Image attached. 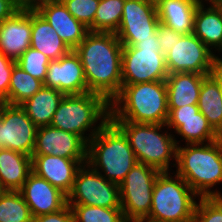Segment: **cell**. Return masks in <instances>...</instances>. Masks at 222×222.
I'll use <instances>...</instances> for the list:
<instances>
[{
	"label": "cell",
	"mask_w": 222,
	"mask_h": 222,
	"mask_svg": "<svg viewBox=\"0 0 222 222\" xmlns=\"http://www.w3.org/2000/svg\"><path fill=\"white\" fill-rule=\"evenodd\" d=\"M32 222H74L73 213L69 204L61 210L32 218Z\"/></svg>",
	"instance_id": "cell-37"
},
{
	"label": "cell",
	"mask_w": 222,
	"mask_h": 222,
	"mask_svg": "<svg viewBox=\"0 0 222 222\" xmlns=\"http://www.w3.org/2000/svg\"><path fill=\"white\" fill-rule=\"evenodd\" d=\"M65 94L47 86H43L31 98L20 106L37 127L51 124L52 118L59 103Z\"/></svg>",
	"instance_id": "cell-27"
},
{
	"label": "cell",
	"mask_w": 222,
	"mask_h": 222,
	"mask_svg": "<svg viewBox=\"0 0 222 222\" xmlns=\"http://www.w3.org/2000/svg\"><path fill=\"white\" fill-rule=\"evenodd\" d=\"M32 10H18L0 23V52L17 61L30 47Z\"/></svg>",
	"instance_id": "cell-19"
},
{
	"label": "cell",
	"mask_w": 222,
	"mask_h": 222,
	"mask_svg": "<svg viewBox=\"0 0 222 222\" xmlns=\"http://www.w3.org/2000/svg\"><path fill=\"white\" fill-rule=\"evenodd\" d=\"M123 45L115 33L89 32L74 49L83 66L88 92L110 103L122 87Z\"/></svg>",
	"instance_id": "cell-1"
},
{
	"label": "cell",
	"mask_w": 222,
	"mask_h": 222,
	"mask_svg": "<svg viewBox=\"0 0 222 222\" xmlns=\"http://www.w3.org/2000/svg\"><path fill=\"white\" fill-rule=\"evenodd\" d=\"M159 23L153 0H125L115 34L123 46H134L139 40L152 39Z\"/></svg>",
	"instance_id": "cell-12"
},
{
	"label": "cell",
	"mask_w": 222,
	"mask_h": 222,
	"mask_svg": "<svg viewBox=\"0 0 222 222\" xmlns=\"http://www.w3.org/2000/svg\"><path fill=\"white\" fill-rule=\"evenodd\" d=\"M221 90H222V62H221Z\"/></svg>",
	"instance_id": "cell-43"
},
{
	"label": "cell",
	"mask_w": 222,
	"mask_h": 222,
	"mask_svg": "<svg viewBox=\"0 0 222 222\" xmlns=\"http://www.w3.org/2000/svg\"><path fill=\"white\" fill-rule=\"evenodd\" d=\"M32 218L20 191L0 190V222H32Z\"/></svg>",
	"instance_id": "cell-29"
},
{
	"label": "cell",
	"mask_w": 222,
	"mask_h": 222,
	"mask_svg": "<svg viewBox=\"0 0 222 222\" xmlns=\"http://www.w3.org/2000/svg\"><path fill=\"white\" fill-rule=\"evenodd\" d=\"M157 41L160 43V49L163 54L169 51L175 42L184 35L183 33L176 32L175 30L159 23L157 26Z\"/></svg>",
	"instance_id": "cell-36"
},
{
	"label": "cell",
	"mask_w": 222,
	"mask_h": 222,
	"mask_svg": "<svg viewBox=\"0 0 222 222\" xmlns=\"http://www.w3.org/2000/svg\"><path fill=\"white\" fill-rule=\"evenodd\" d=\"M70 14L94 32V17L100 0H60Z\"/></svg>",
	"instance_id": "cell-33"
},
{
	"label": "cell",
	"mask_w": 222,
	"mask_h": 222,
	"mask_svg": "<svg viewBox=\"0 0 222 222\" xmlns=\"http://www.w3.org/2000/svg\"><path fill=\"white\" fill-rule=\"evenodd\" d=\"M43 82L15 64L8 89V104L21 105L43 87Z\"/></svg>",
	"instance_id": "cell-28"
},
{
	"label": "cell",
	"mask_w": 222,
	"mask_h": 222,
	"mask_svg": "<svg viewBox=\"0 0 222 222\" xmlns=\"http://www.w3.org/2000/svg\"><path fill=\"white\" fill-rule=\"evenodd\" d=\"M87 163L108 181L120 184L137 163L124 133L108 120L88 142ZM100 169L102 171H100Z\"/></svg>",
	"instance_id": "cell-4"
},
{
	"label": "cell",
	"mask_w": 222,
	"mask_h": 222,
	"mask_svg": "<svg viewBox=\"0 0 222 222\" xmlns=\"http://www.w3.org/2000/svg\"><path fill=\"white\" fill-rule=\"evenodd\" d=\"M197 105L208 123L222 137L221 62L214 73L203 78Z\"/></svg>",
	"instance_id": "cell-21"
},
{
	"label": "cell",
	"mask_w": 222,
	"mask_h": 222,
	"mask_svg": "<svg viewBox=\"0 0 222 222\" xmlns=\"http://www.w3.org/2000/svg\"><path fill=\"white\" fill-rule=\"evenodd\" d=\"M6 100L0 96V114L2 112L3 107L6 105Z\"/></svg>",
	"instance_id": "cell-41"
},
{
	"label": "cell",
	"mask_w": 222,
	"mask_h": 222,
	"mask_svg": "<svg viewBox=\"0 0 222 222\" xmlns=\"http://www.w3.org/2000/svg\"><path fill=\"white\" fill-rule=\"evenodd\" d=\"M36 11L54 28L59 37L74 50L90 32L74 18L61 1L39 6Z\"/></svg>",
	"instance_id": "cell-20"
},
{
	"label": "cell",
	"mask_w": 222,
	"mask_h": 222,
	"mask_svg": "<svg viewBox=\"0 0 222 222\" xmlns=\"http://www.w3.org/2000/svg\"><path fill=\"white\" fill-rule=\"evenodd\" d=\"M60 0H16L20 10H36L39 6Z\"/></svg>",
	"instance_id": "cell-39"
},
{
	"label": "cell",
	"mask_w": 222,
	"mask_h": 222,
	"mask_svg": "<svg viewBox=\"0 0 222 222\" xmlns=\"http://www.w3.org/2000/svg\"><path fill=\"white\" fill-rule=\"evenodd\" d=\"M112 122L127 137L138 163L154 167L160 172H169L170 160L177 161L179 141L168 132L162 134L161 129L166 124Z\"/></svg>",
	"instance_id": "cell-6"
},
{
	"label": "cell",
	"mask_w": 222,
	"mask_h": 222,
	"mask_svg": "<svg viewBox=\"0 0 222 222\" xmlns=\"http://www.w3.org/2000/svg\"><path fill=\"white\" fill-rule=\"evenodd\" d=\"M167 128L175 130L187 144L216 141L221 136L208 123L199 111L198 105H185L180 108H168Z\"/></svg>",
	"instance_id": "cell-15"
},
{
	"label": "cell",
	"mask_w": 222,
	"mask_h": 222,
	"mask_svg": "<svg viewBox=\"0 0 222 222\" xmlns=\"http://www.w3.org/2000/svg\"><path fill=\"white\" fill-rule=\"evenodd\" d=\"M201 1L194 16L193 34L197 36L210 50L218 48L222 51V9L210 5L205 8ZM211 47V48H210Z\"/></svg>",
	"instance_id": "cell-26"
},
{
	"label": "cell",
	"mask_w": 222,
	"mask_h": 222,
	"mask_svg": "<svg viewBox=\"0 0 222 222\" xmlns=\"http://www.w3.org/2000/svg\"><path fill=\"white\" fill-rule=\"evenodd\" d=\"M43 85L65 95L88 92L83 66L74 50L58 60L50 61Z\"/></svg>",
	"instance_id": "cell-16"
},
{
	"label": "cell",
	"mask_w": 222,
	"mask_h": 222,
	"mask_svg": "<svg viewBox=\"0 0 222 222\" xmlns=\"http://www.w3.org/2000/svg\"><path fill=\"white\" fill-rule=\"evenodd\" d=\"M31 172V156L10 149L0 150V190L19 191Z\"/></svg>",
	"instance_id": "cell-24"
},
{
	"label": "cell",
	"mask_w": 222,
	"mask_h": 222,
	"mask_svg": "<svg viewBox=\"0 0 222 222\" xmlns=\"http://www.w3.org/2000/svg\"><path fill=\"white\" fill-rule=\"evenodd\" d=\"M133 222H156V221H153V220H150V219H147V218H143V219L135 220Z\"/></svg>",
	"instance_id": "cell-42"
},
{
	"label": "cell",
	"mask_w": 222,
	"mask_h": 222,
	"mask_svg": "<svg viewBox=\"0 0 222 222\" xmlns=\"http://www.w3.org/2000/svg\"><path fill=\"white\" fill-rule=\"evenodd\" d=\"M198 199L193 222H222V197Z\"/></svg>",
	"instance_id": "cell-34"
},
{
	"label": "cell",
	"mask_w": 222,
	"mask_h": 222,
	"mask_svg": "<svg viewBox=\"0 0 222 222\" xmlns=\"http://www.w3.org/2000/svg\"><path fill=\"white\" fill-rule=\"evenodd\" d=\"M30 47L42 52L51 61L58 60L71 51L56 30L36 10H32Z\"/></svg>",
	"instance_id": "cell-25"
},
{
	"label": "cell",
	"mask_w": 222,
	"mask_h": 222,
	"mask_svg": "<svg viewBox=\"0 0 222 222\" xmlns=\"http://www.w3.org/2000/svg\"><path fill=\"white\" fill-rule=\"evenodd\" d=\"M18 10L16 0H0V23L11 18Z\"/></svg>",
	"instance_id": "cell-38"
},
{
	"label": "cell",
	"mask_w": 222,
	"mask_h": 222,
	"mask_svg": "<svg viewBox=\"0 0 222 222\" xmlns=\"http://www.w3.org/2000/svg\"><path fill=\"white\" fill-rule=\"evenodd\" d=\"M38 127L20 105L6 104L0 114V150L32 156Z\"/></svg>",
	"instance_id": "cell-13"
},
{
	"label": "cell",
	"mask_w": 222,
	"mask_h": 222,
	"mask_svg": "<svg viewBox=\"0 0 222 222\" xmlns=\"http://www.w3.org/2000/svg\"><path fill=\"white\" fill-rule=\"evenodd\" d=\"M160 172L156 178L147 219L156 222H193L198 195L177 173Z\"/></svg>",
	"instance_id": "cell-7"
},
{
	"label": "cell",
	"mask_w": 222,
	"mask_h": 222,
	"mask_svg": "<svg viewBox=\"0 0 222 222\" xmlns=\"http://www.w3.org/2000/svg\"><path fill=\"white\" fill-rule=\"evenodd\" d=\"M100 123L96 126L95 123ZM110 120V105L101 96L86 92L65 95L53 115L51 126L81 136L87 143ZM90 128L91 129L90 131ZM89 129V130H88ZM90 134L85 136V132Z\"/></svg>",
	"instance_id": "cell-5"
},
{
	"label": "cell",
	"mask_w": 222,
	"mask_h": 222,
	"mask_svg": "<svg viewBox=\"0 0 222 222\" xmlns=\"http://www.w3.org/2000/svg\"><path fill=\"white\" fill-rule=\"evenodd\" d=\"M109 105L111 121L166 124L169 113L166 83L122 84Z\"/></svg>",
	"instance_id": "cell-2"
},
{
	"label": "cell",
	"mask_w": 222,
	"mask_h": 222,
	"mask_svg": "<svg viewBox=\"0 0 222 222\" xmlns=\"http://www.w3.org/2000/svg\"><path fill=\"white\" fill-rule=\"evenodd\" d=\"M19 191L32 217L57 212L67 205V195L34 172L29 174Z\"/></svg>",
	"instance_id": "cell-17"
},
{
	"label": "cell",
	"mask_w": 222,
	"mask_h": 222,
	"mask_svg": "<svg viewBox=\"0 0 222 222\" xmlns=\"http://www.w3.org/2000/svg\"><path fill=\"white\" fill-rule=\"evenodd\" d=\"M125 0H100L94 17V32L116 33Z\"/></svg>",
	"instance_id": "cell-30"
},
{
	"label": "cell",
	"mask_w": 222,
	"mask_h": 222,
	"mask_svg": "<svg viewBox=\"0 0 222 222\" xmlns=\"http://www.w3.org/2000/svg\"><path fill=\"white\" fill-rule=\"evenodd\" d=\"M176 173L200 198L222 197L211 190L222 183V137L209 143L177 146Z\"/></svg>",
	"instance_id": "cell-3"
},
{
	"label": "cell",
	"mask_w": 222,
	"mask_h": 222,
	"mask_svg": "<svg viewBox=\"0 0 222 222\" xmlns=\"http://www.w3.org/2000/svg\"><path fill=\"white\" fill-rule=\"evenodd\" d=\"M50 61L42 52L29 47L16 61V64L25 72L44 83Z\"/></svg>",
	"instance_id": "cell-32"
},
{
	"label": "cell",
	"mask_w": 222,
	"mask_h": 222,
	"mask_svg": "<svg viewBox=\"0 0 222 222\" xmlns=\"http://www.w3.org/2000/svg\"><path fill=\"white\" fill-rule=\"evenodd\" d=\"M205 1H208L209 4L222 9V0H205Z\"/></svg>",
	"instance_id": "cell-40"
},
{
	"label": "cell",
	"mask_w": 222,
	"mask_h": 222,
	"mask_svg": "<svg viewBox=\"0 0 222 222\" xmlns=\"http://www.w3.org/2000/svg\"><path fill=\"white\" fill-rule=\"evenodd\" d=\"M67 204L121 208L119 184L108 181L85 163L77 171Z\"/></svg>",
	"instance_id": "cell-10"
},
{
	"label": "cell",
	"mask_w": 222,
	"mask_h": 222,
	"mask_svg": "<svg viewBox=\"0 0 222 222\" xmlns=\"http://www.w3.org/2000/svg\"><path fill=\"white\" fill-rule=\"evenodd\" d=\"M209 74L177 72L166 78L168 108L197 105L203 78Z\"/></svg>",
	"instance_id": "cell-22"
},
{
	"label": "cell",
	"mask_w": 222,
	"mask_h": 222,
	"mask_svg": "<svg viewBox=\"0 0 222 222\" xmlns=\"http://www.w3.org/2000/svg\"><path fill=\"white\" fill-rule=\"evenodd\" d=\"M203 0H159L156 3L160 23L183 34L194 30L196 8Z\"/></svg>",
	"instance_id": "cell-23"
},
{
	"label": "cell",
	"mask_w": 222,
	"mask_h": 222,
	"mask_svg": "<svg viewBox=\"0 0 222 222\" xmlns=\"http://www.w3.org/2000/svg\"><path fill=\"white\" fill-rule=\"evenodd\" d=\"M121 69L122 84L166 81L169 73L157 34L134 46H123Z\"/></svg>",
	"instance_id": "cell-8"
},
{
	"label": "cell",
	"mask_w": 222,
	"mask_h": 222,
	"mask_svg": "<svg viewBox=\"0 0 222 222\" xmlns=\"http://www.w3.org/2000/svg\"><path fill=\"white\" fill-rule=\"evenodd\" d=\"M32 172L68 195L79 168L87 159H67L52 155H32Z\"/></svg>",
	"instance_id": "cell-18"
},
{
	"label": "cell",
	"mask_w": 222,
	"mask_h": 222,
	"mask_svg": "<svg viewBox=\"0 0 222 222\" xmlns=\"http://www.w3.org/2000/svg\"><path fill=\"white\" fill-rule=\"evenodd\" d=\"M74 222H127L121 208L69 204Z\"/></svg>",
	"instance_id": "cell-31"
},
{
	"label": "cell",
	"mask_w": 222,
	"mask_h": 222,
	"mask_svg": "<svg viewBox=\"0 0 222 222\" xmlns=\"http://www.w3.org/2000/svg\"><path fill=\"white\" fill-rule=\"evenodd\" d=\"M159 173L154 167L137 162L119 184L120 205L127 222L149 216L153 187Z\"/></svg>",
	"instance_id": "cell-9"
},
{
	"label": "cell",
	"mask_w": 222,
	"mask_h": 222,
	"mask_svg": "<svg viewBox=\"0 0 222 222\" xmlns=\"http://www.w3.org/2000/svg\"><path fill=\"white\" fill-rule=\"evenodd\" d=\"M193 33L184 34L179 42L165 53L166 67L169 74L177 72H194L212 74L221 62Z\"/></svg>",
	"instance_id": "cell-11"
},
{
	"label": "cell",
	"mask_w": 222,
	"mask_h": 222,
	"mask_svg": "<svg viewBox=\"0 0 222 222\" xmlns=\"http://www.w3.org/2000/svg\"><path fill=\"white\" fill-rule=\"evenodd\" d=\"M88 143L79 135L51 125L38 127L32 155L87 159Z\"/></svg>",
	"instance_id": "cell-14"
},
{
	"label": "cell",
	"mask_w": 222,
	"mask_h": 222,
	"mask_svg": "<svg viewBox=\"0 0 222 222\" xmlns=\"http://www.w3.org/2000/svg\"><path fill=\"white\" fill-rule=\"evenodd\" d=\"M15 64L16 61L0 52V96L6 100L7 104L10 78Z\"/></svg>",
	"instance_id": "cell-35"
}]
</instances>
